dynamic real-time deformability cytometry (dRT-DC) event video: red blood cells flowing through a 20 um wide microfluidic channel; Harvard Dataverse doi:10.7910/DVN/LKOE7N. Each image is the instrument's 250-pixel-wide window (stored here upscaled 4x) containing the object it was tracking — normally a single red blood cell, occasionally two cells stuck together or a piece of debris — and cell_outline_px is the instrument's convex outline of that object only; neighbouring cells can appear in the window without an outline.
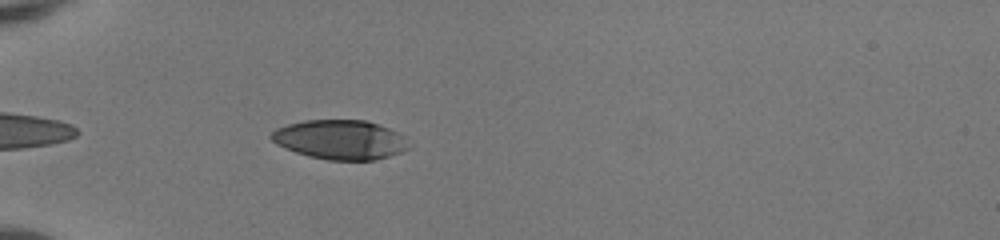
{"species": "human", "species_latin": "Homo sapiens", "temperature_condition": "room temperature", "stored_images_in_passage": 37, "camera_frame_rate_fps": 3000, "um_per_image_px": 0.085, "donor": {"sex": "female"}, "frame": {"image": 1, "passage_image": 3, "time_ms": 0.667, "image_size_px": [1000, 240], "cell_outline_px": [[408, 148], [400, 152], [376, 160], [328, 160], [308, 156], [296, 152], [276, 144], [268, 136], [276, 128], [288, 124], [304, 120], [364, 120], [388, 128], [404, 136]], "centroid_in_image_um": [28.87, 11.87], "position_along_channel_um": 56.1, "area_um2": 31.33}}
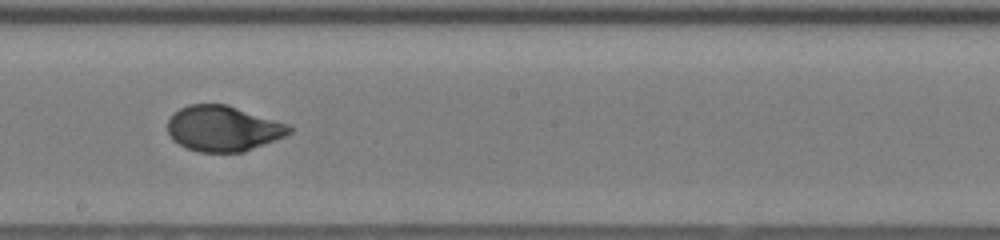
{"frame": {"image": 2, "passage_image": 17, "time_ms": 5.333, "image_size_px": [1000, 240], "cell_outline_px": [[292, 132], [284, 136], [244, 152], [200, 152], [188, 148], [172, 140], [168, 132], [168, 120], [172, 112], [188, 104], [228, 104], [288, 124], [292, 128]], "centroid_in_image_um": [18.94, 10.91], "position_along_channel_um": 229.3, "area_um2": 32.31}}
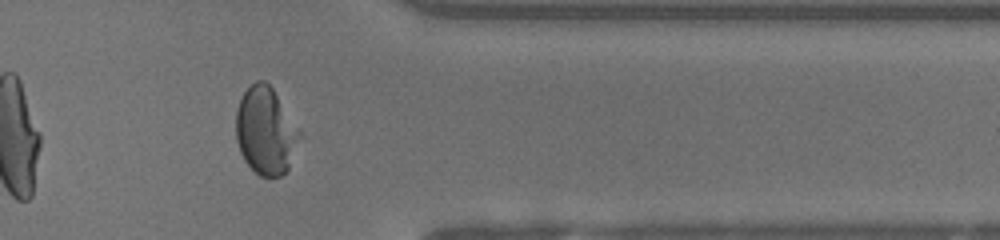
{"frame": {"image": 3, "passage_image": 29, "time_ms": 9.333, "image_size_px": [1000, 240], "cell_outline_px": [[304, 136], [288, 168], [280, 176], [260, 176], [244, 160], [240, 152], [236, 140], [236, 112], [240, 100], [244, 92], [256, 80], [264, 80], [272, 88], [300, 128]], "centroid_in_image_um": [22.62, 11.13], "position_along_channel_um": 388.8, "area_um2": 32.66}, "authors_computed_cell_mechanics": {"area_um2": 32.5992, "velocity_mm_per_s": 4.1293, "shape_relaxation_time_tau1_ms": 3.7495, "shape_relaxation_time_tau2_ms": null, "deformation_change_tau1": 0.2038, "deformation_change_tau2": null}}